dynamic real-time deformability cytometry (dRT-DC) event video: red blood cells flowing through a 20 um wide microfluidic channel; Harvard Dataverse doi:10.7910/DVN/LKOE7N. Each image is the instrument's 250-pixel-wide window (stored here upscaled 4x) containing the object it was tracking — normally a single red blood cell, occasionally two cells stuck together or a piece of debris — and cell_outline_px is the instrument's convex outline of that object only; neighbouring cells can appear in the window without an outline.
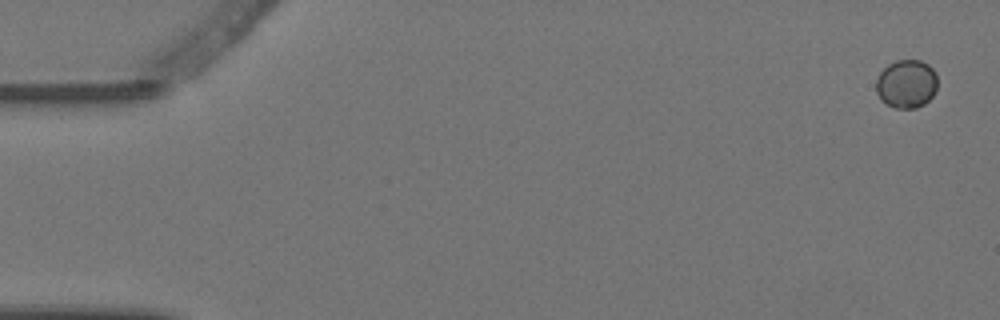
{"species": "Egyptian fruit bat (a non-hibernating species)", "species_latin": "Rousettus aegyptiacus", "temperature_condition": "warm", "stored_images_in_passage": 3, "camera_frame_rate_fps": 3000, "um_per_image_px": 0.085, "animal": {"sex": "female"}, "frame": {"image": 1, "passage_image": 1, "time_ms": 0.0, "image_size_px": [1000, 320], "cell_outline_px": [[936, 92], [924, 104], [916, 108], [896, 108], [880, 100], [876, 92], [876, 80], [880, 72], [888, 64], [896, 60], [920, 60], [928, 64], [936, 72]], "centroid_in_image_um": [77.04, 7.12], "position_along_channel_um": 8.0, "area_um2": 17.4}}